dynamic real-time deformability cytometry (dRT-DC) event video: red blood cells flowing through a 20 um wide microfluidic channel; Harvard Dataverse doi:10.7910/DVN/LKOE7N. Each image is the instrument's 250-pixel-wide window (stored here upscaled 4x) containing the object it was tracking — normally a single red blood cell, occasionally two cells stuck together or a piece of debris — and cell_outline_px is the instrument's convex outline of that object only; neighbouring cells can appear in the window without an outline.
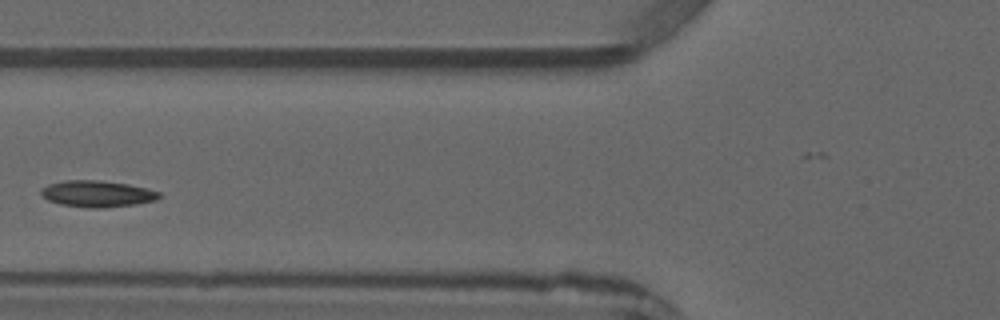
{"species": "common noctule bat (a hibernating species)", "species_latin": "Nyctalus noctula", "temperature_condition": "warm", "stored_images_in_passage": 2, "camera_frame_rate_fps": 3000, "um_per_image_px": 0.085, "animal": {"sex": "male", "forearm_length_mm": 52.5}, "frame": {"image": 1, "passage_image": 2, "time_ms": 1.0, "image_size_px": [1000, 320], "cell_outline_px": [[164, 196], [156, 200], [136, 204], [104, 208], [88, 208], [60, 204], [48, 200], [40, 196], [40, 188], [48, 184], [64, 180], [100, 180], [128, 184], [160, 192]], "centroid_in_image_um": [8.24, 16.47], "position_along_channel_um": 117.6, "area_um2": 18.44}}